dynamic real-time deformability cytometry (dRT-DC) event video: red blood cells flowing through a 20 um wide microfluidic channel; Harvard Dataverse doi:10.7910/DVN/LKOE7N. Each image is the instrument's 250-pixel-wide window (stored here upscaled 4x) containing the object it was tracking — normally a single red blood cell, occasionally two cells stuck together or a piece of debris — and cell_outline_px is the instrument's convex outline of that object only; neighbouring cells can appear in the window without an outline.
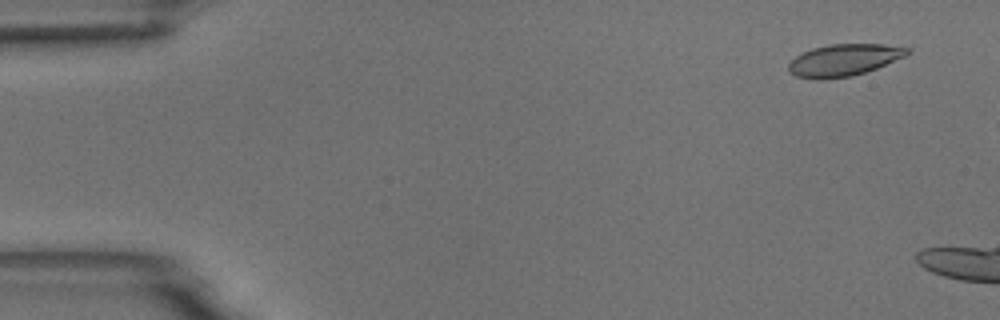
{"species": "common noctule bat (a hibernating species)", "species_latin": "Nyctalus noctula", "temperature_condition": "room temperature", "stored_images_in_passage": 10, "camera_frame_rate_fps": 3000, "um_per_image_px": 0.085, "animal": {"sex": "male", "body_mass_g": 18.8}, "frame": {"image": 1, "passage_image": 4, "time_ms": 1.0, "image_size_px": [1000, 320], "cell_outline_px": [[912, 52], [904, 56], [876, 68], [852, 76], [820, 80], [816, 80], [796, 76], [788, 72], [788, 64], [796, 56], [812, 48], [828, 44], [884, 44], [912, 48]], "centroid_in_image_um": [71.72, 5.1], "position_along_channel_um": 13.3, "area_um2": 22.14}}